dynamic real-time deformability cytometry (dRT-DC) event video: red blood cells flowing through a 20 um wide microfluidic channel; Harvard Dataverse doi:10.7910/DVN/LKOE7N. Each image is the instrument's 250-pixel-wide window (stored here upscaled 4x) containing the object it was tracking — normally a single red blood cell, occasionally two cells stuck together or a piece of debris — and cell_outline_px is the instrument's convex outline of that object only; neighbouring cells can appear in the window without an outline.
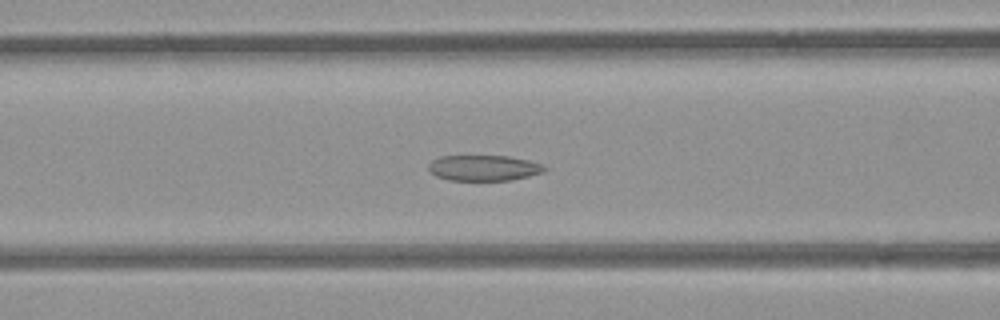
{"species": "common noctule bat (a hibernating species)", "species_latin": "Nyctalus noctula", "temperature_condition": "room temperature", "stored_images_in_passage": 37, "camera_frame_rate_fps": 3000, "um_per_image_px": 0.085, "animal": {"sex": "female", "body_mass_g": 21.9}, "frame": {"image": 1, "passage_image": 13, "time_ms": 4.0, "image_size_px": [1000, 320], "cell_outline_px": [[548, 168], [544, 172], [512, 180], [448, 180], [436, 176], [428, 168], [428, 164], [432, 160], [440, 156], [508, 156], [528, 160], [544, 164]], "centroid_in_image_um": [41.15, 14.27], "position_along_channel_um": 125.5, "area_um2": 17.4}}
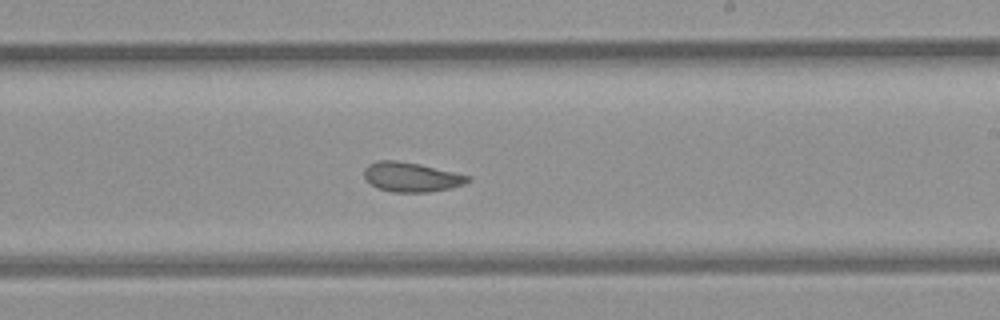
{"frame": {"image": 2, "passage_image": 23, "time_ms": 7.333, "image_size_px": [1000, 320], "cell_outline_px": [[472, 180], [464, 184], [452, 188], [428, 192], [392, 192], [376, 188], [364, 176], [364, 168], [368, 164], [376, 160], [396, 160], [420, 164], [472, 176]], "centroid_in_image_um": [34.98, 15.04], "position_along_channel_um": 254.0, "area_um2": 18.03}}
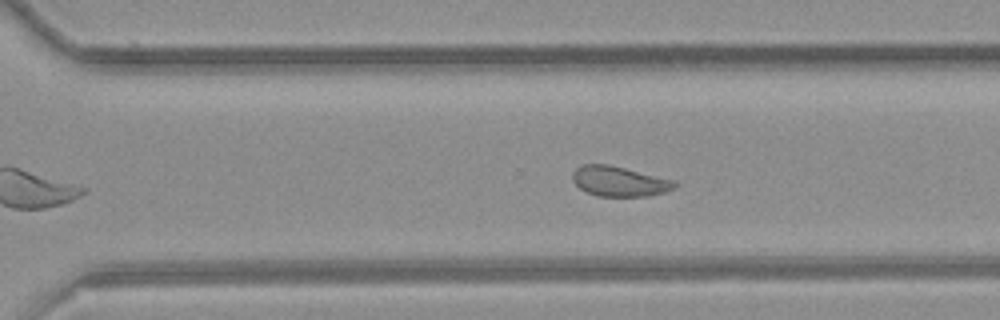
{"frame": {"image": 3, "passage_image": 28, "time_ms": 9.0, "image_size_px": [1000, 320], "cell_outline_px": [[676, 184], [672, 188], [664, 192], [648, 196], [596, 196], [584, 192], [572, 180], [572, 172], [580, 164], [608, 164], [676, 180]], "centroid_in_image_um": [52.59, 15.41], "position_along_channel_um": 318.0, "area_um2": 17.98}, "authors_computed_cell_mechanics": {"area_um2": 18.2648, "velocity_mm_per_s": 3.8616, "shape_relaxation_time_tau1_ms": null, "shape_relaxation_time_tau2_ms": 2.4069, "deformation_change_tau1": null, "deformation_change_tau2": 0.0803}}